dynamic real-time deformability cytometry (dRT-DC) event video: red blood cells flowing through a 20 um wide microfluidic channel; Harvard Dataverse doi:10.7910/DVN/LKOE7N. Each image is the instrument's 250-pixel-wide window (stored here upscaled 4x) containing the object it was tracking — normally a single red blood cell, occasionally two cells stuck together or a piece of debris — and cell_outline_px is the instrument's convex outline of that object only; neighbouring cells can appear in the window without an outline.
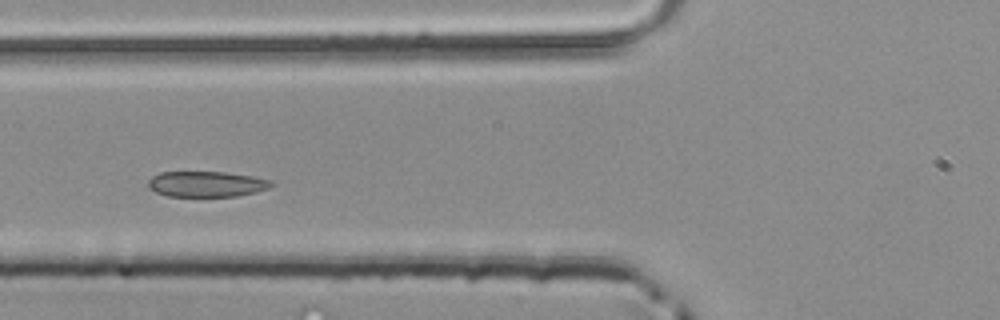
{"species": "common noctule bat (a hibernating species)", "species_latin": "Nyctalus noctula", "temperature_condition": "room temperature", "stored_images_in_passage": 43, "camera_frame_rate_fps": 3000, "um_per_image_px": 0.085, "animal": {"sex": "male", "body_mass_g": 20.4}, "frame": {"image": 1, "passage_image": 13, "time_ms": 4.0, "image_size_px": [1000, 320], "cell_outline_px": [[272, 184], [268, 188], [256, 192], [236, 196], [168, 196], [156, 192], [148, 188], [148, 180], [152, 176], [160, 172], [224, 172], [252, 176], [272, 180]], "centroid_in_image_um": [17.53, 15.64], "position_along_channel_um": 108.3, "area_um2": 18.32}}
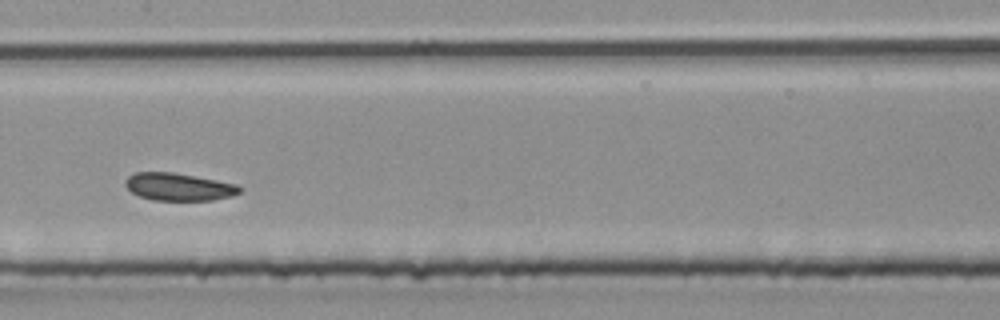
{"frame": {"image": 2, "passage_image": 19, "time_ms": 6.0, "image_size_px": [1000, 320], "cell_outline_px": [[244, 188], [240, 192], [232, 196], [212, 200], [152, 200], [140, 196], [132, 192], [124, 184], [124, 180], [128, 176], [136, 172], [172, 172], [216, 180], [236, 184]], "centroid_in_image_um": [15.19, 15.88], "position_along_channel_um": 192.2, "area_um2": 18.32}}
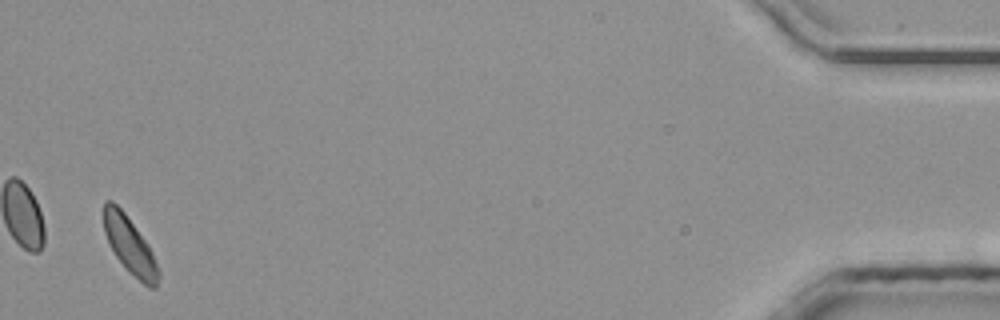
{"frame": {"image": 3, "passage_image": 42, "time_ms": 13.667, "image_size_px": [1000, 320], "cell_outline_px": [[160, 276], [156, 288], [148, 288], [116, 256], [108, 244], [104, 232], [104, 200], [112, 200], [124, 212], [148, 244], [152, 252], [160, 272]], "centroid_in_image_um": [11.03, 20.84], "position_along_channel_um": 424.2, "area_um2": 17.74}}